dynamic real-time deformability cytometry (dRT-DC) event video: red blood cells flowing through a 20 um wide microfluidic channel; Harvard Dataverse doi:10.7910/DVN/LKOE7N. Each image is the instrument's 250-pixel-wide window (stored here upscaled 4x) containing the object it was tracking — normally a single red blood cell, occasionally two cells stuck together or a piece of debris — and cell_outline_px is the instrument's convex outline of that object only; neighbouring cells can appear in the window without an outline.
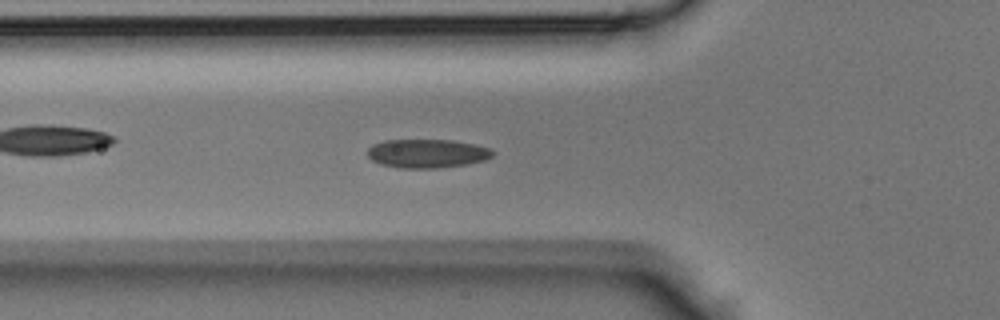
{"species": "Egyptian fruit bat (a non-hibernating species)", "species_latin": "Rousettus aegyptiacus", "temperature_condition": "room temperature", "stored_images_in_passage": 43, "camera_frame_rate_fps": 3000, "um_per_image_px": 0.085, "animal": {"sex": "male"}, "frame": {"image": 1, "passage_image": 14, "time_ms": 4.333, "image_size_px": [1000, 320], "cell_outline_px": [[496, 152], [492, 156], [484, 160], [464, 164], [436, 168], [400, 168], [380, 164], [372, 160], [368, 156], [368, 148], [372, 144], [384, 140], [452, 140], [476, 144], [492, 148]], "centroid_in_image_um": [36.32, 13.03], "position_along_channel_um": 89.5, "area_um2": 21.04}}
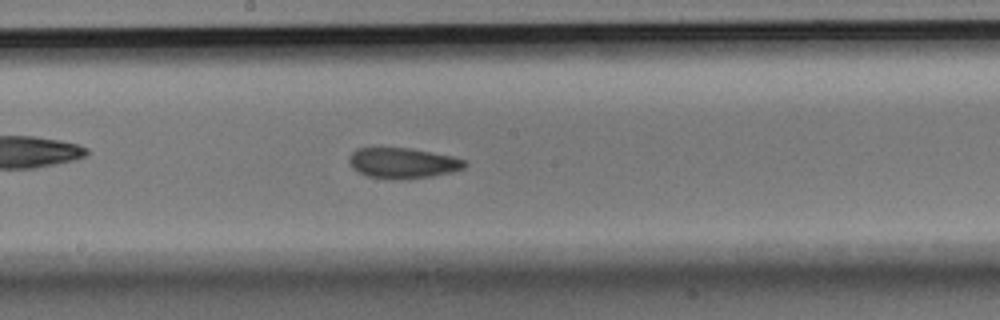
{"frame": {"image": 2, "passage_image": 22, "time_ms": 7.0, "image_size_px": [1000, 320], "cell_outline_px": [[468, 164], [464, 168], [452, 172], [432, 176], [408, 180], [368, 176], [352, 168], [348, 160], [348, 156], [356, 148], [412, 148], [452, 156], [464, 160]], "centroid_in_image_um": [34.25, 13.85], "position_along_channel_um": 214.0, "area_um2": 20.63}}
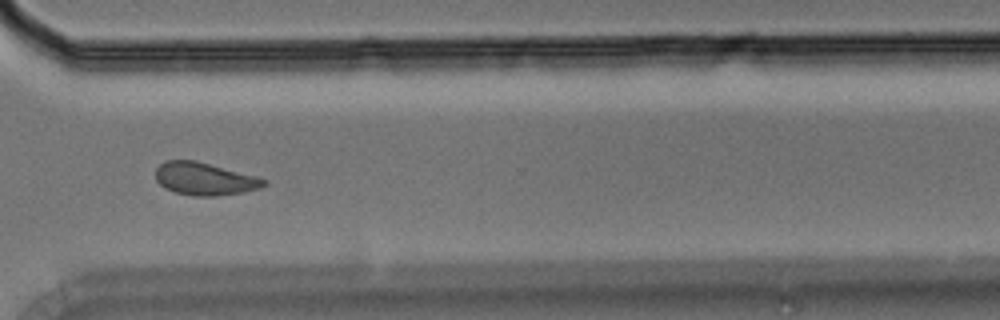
{"frame": {"image": 3, "passage_image": 31, "time_ms": 10.0, "image_size_px": [1000, 320], "cell_outline_px": [[268, 184], [260, 188], [244, 192], [216, 196], [192, 196], [176, 192], [164, 188], [156, 180], [156, 168], [164, 160], [196, 160], [256, 176], [268, 180]], "centroid_in_image_um": [17.4, 15.2], "position_along_channel_um": 353.2, "area_um2": 20.75}}